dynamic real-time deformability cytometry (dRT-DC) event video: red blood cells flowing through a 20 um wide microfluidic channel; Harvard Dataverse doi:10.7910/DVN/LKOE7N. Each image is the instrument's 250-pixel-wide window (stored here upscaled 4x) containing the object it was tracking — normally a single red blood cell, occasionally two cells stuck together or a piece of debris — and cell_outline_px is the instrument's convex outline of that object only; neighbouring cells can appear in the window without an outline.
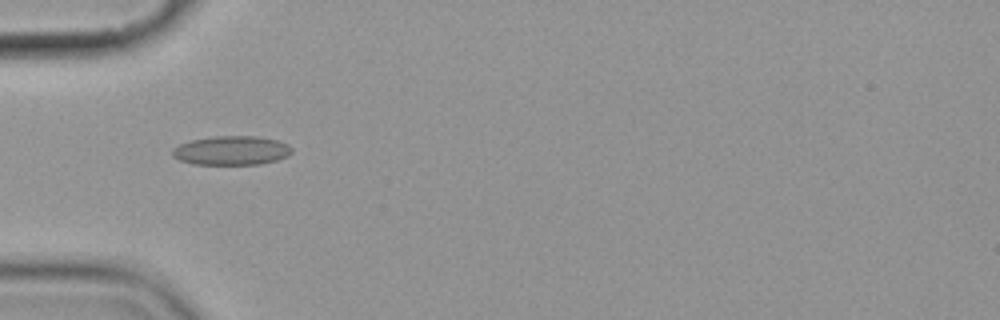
{"species": "common noctule bat (a hibernating species)", "species_latin": "Nyctalus noctula", "temperature_condition": "cold", "stored_images_in_passage": 2, "camera_frame_rate_fps": 3000, "um_per_image_px": 0.085, "animal": {"sex": "female", "body_mass_g": 19.9}, "frame": {"image": 1, "passage_image": 1, "time_ms": 0.0, "image_size_px": [1000, 320], "cell_outline_px": [[292, 152], [288, 156], [276, 160], [260, 164], [192, 164], [180, 160], [172, 156], [172, 148], [180, 144], [192, 140], [216, 136], [256, 136], [276, 140], [288, 144], [292, 148]], "centroid_in_image_um": [19.68, 12.79], "position_along_channel_um": 65.3, "area_um2": 20.17}}
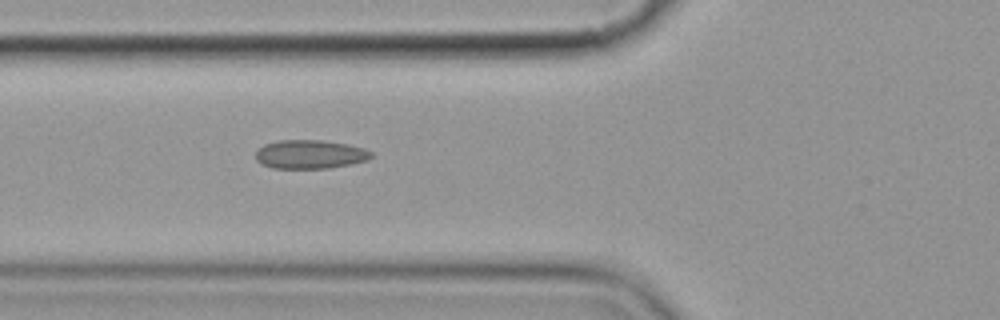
{"frame": {"image": 2, "passage_image": 2, "time_ms": 1.0, "image_size_px": [1000, 320], "cell_outline_px": [[372, 156], [368, 160], [352, 164], [328, 168], [272, 168], [260, 164], [256, 160], [256, 152], [264, 144], [280, 140], [324, 140], [348, 144], [364, 148], [372, 152]], "centroid_in_image_um": [26.36, 13.12], "position_along_channel_um": 99.4, "area_um2": 19.48}}